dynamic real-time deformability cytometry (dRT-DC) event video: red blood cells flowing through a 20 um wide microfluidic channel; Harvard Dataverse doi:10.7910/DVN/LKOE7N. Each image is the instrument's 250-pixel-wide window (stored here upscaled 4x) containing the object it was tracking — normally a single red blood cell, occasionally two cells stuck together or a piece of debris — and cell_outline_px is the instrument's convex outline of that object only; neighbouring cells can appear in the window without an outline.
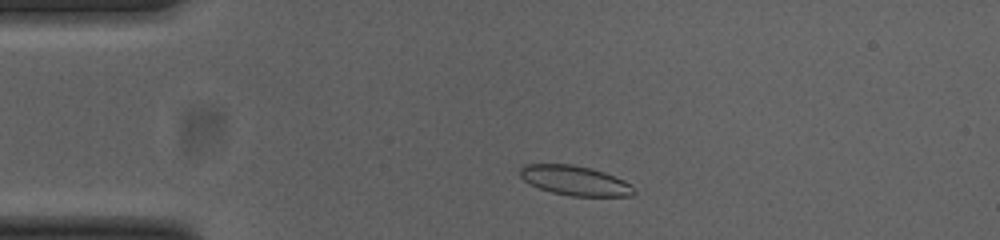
{"species": "common noctule bat (a hibernating species)", "species_latin": "Nyctalus noctula", "temperature_condition": "cold", "stored_images_in_passage": 46, "camera_frame_rate_fps": 3000, "um_per_image_px": 0.085, "animal": {"sex": "female", "body_mass_g": 23.0, "forearm_length_mm": 53.4}, "frame": {"image": 1, "passage_image": 5, "time_ms": 1.333, "image_size_px": [1000, 240], "cell_outline_px": [[636, 192], [632, 196], [572, 196], [552, 192], [540, 188], [524, 180], [520, 176], [520, 168], [524, 164], [572, 164], [592, 168], [604, 172], [624, 180], [632, 184], [636, 188]], "centroid_in_image_um": [48.92, 15.34], "position_along_channel_um": 36.1, "area_um2": 19.77}}
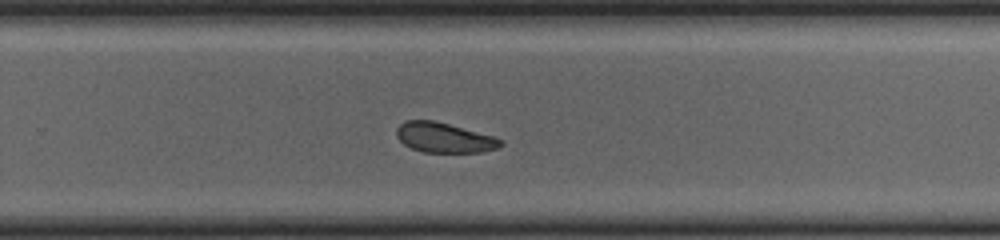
{"frame": {"image": 2, "passage_image": 28, "time_ms": 9.0, "image_size_px": [1000, 240], "cell_outline_px": [[504, 144], [500, 148], [480, 152], [424, 152], [412, 148], [404, 144], [396, 136], [396, 128], [404, 120], [432, 120], [496, 136], [504, 140]], "centroid_in_image_um": [37.8, 11.7], "position_along_channel_um": 292.0, "area_um2": 18.32}}
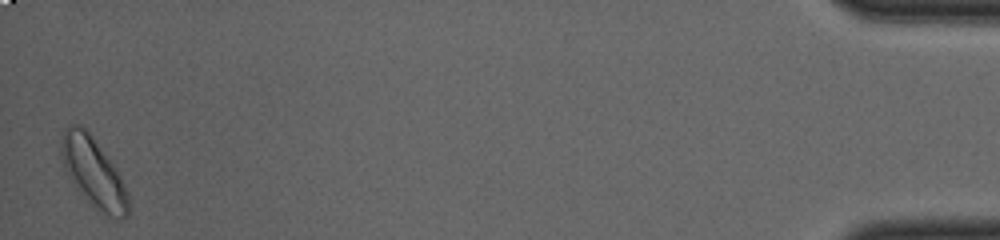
{"frame": {"image": 3, "passage_image": 46, "time_ms": 15.0, "image_size_px": [1000, 240], "cell_outline_px": [[128, 216], [120, 220], [116, 220], [108, 216], [76, 188], [68, 176], [64, 168], [60, 156], [60, 140], [64, 128], [68, 124], [80, 124], [92, 136], [108, 156], [116, 168], [128, 192]], "centroid_in_image_um": [7.92, 14.6], "position_along_channel_um": 427.3, "area_um2": 27.05}, "authors_computed_cell_mechanics": {"area_um2": 19.7676, "velocity_mm_per_s": 3.814, "shape_relaxation_time_tau1_ms": 8.1206, "shape_relaxation_time_tau2_ms": 3.6852, "deformation_change_tau1": 0.1126, "deformation_change_tau2": 0.0909}}